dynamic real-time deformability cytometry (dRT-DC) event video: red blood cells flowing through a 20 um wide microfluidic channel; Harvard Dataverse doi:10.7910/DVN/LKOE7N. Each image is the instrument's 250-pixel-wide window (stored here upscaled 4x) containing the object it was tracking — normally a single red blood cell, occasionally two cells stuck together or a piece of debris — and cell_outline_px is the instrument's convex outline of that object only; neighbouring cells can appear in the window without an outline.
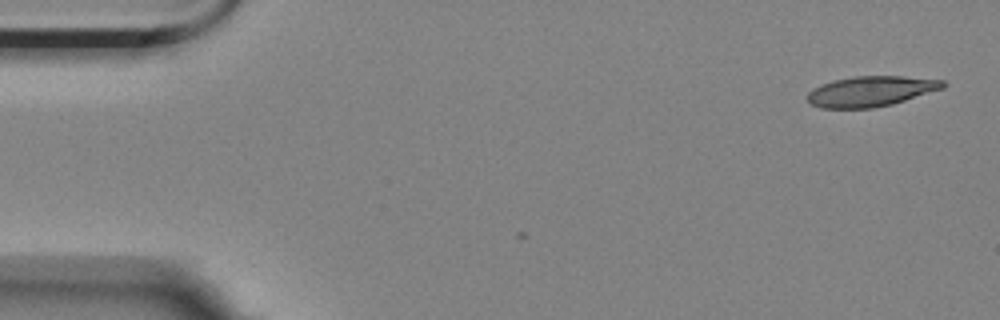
{"species": "Egyptian fruit bat (a non-hibernating species)", "species_latin": "Rousettus aegyptiacus", "temperature_condition": "room temperature", "stored_images_in_passage": 4, "camera_frame_rate_fps": 3000, "um_per_image_px": 0.085, "animal": {"sex": "female"}, "frame": {"image": 1, "passage_image": 4, "time_ms": 1.0, "image_size_px": [1000, 320], "cell_outline_px": [[948, 84], [944, 88], [892, 104], [872, 108], [820, 108], [812, 104], [808, 100], [808, 92], [812, 88], [820, 84], [832, 80], [852, 76], [904, 76], [944, 80]], "centroid_in_image_um": [74.02, 7.75], "position_along_channel_um": 11.0, "area_um2": 24.1}}